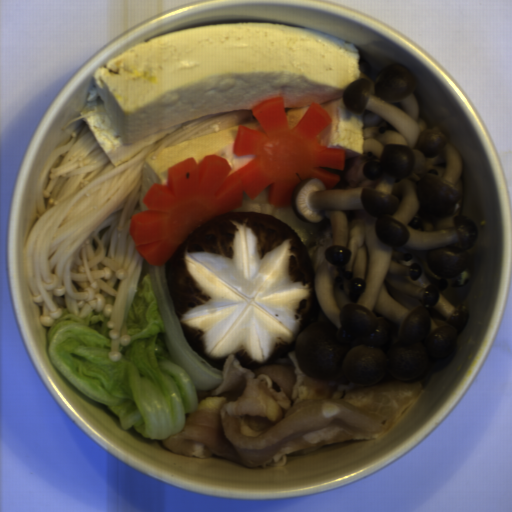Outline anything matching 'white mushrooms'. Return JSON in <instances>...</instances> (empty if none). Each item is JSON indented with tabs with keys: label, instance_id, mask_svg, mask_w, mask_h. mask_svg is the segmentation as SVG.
Returning a JSON list of instances; mask_svg holds the SVG:
<instances>
[{
	"label": "white mushrooms",
	"instance_id": "white-mushrooms-1",
	"mask_svg": "<svg viewBox=\"0 0 512 512\" xmlns=\"http://www.w3.org/2000/svg\"><path fill=\"white\" fill-rule=\"evenodd\" d=\"M363 58L342 94L354 114L383 122L362 129L363 156L347 157L327 189L304 178L290 204L309 224L329 220L307 253L320 308L293 347L313 379L370 386L421 382L432 361L456 348L469 306L443 295L471 276L479 230L462 214L463 158L440 128H428L417 77L387 64L375 78Z\"/></svg>",
	"mask_w": 512,
	"mask_h": 512
}]
</instances>
